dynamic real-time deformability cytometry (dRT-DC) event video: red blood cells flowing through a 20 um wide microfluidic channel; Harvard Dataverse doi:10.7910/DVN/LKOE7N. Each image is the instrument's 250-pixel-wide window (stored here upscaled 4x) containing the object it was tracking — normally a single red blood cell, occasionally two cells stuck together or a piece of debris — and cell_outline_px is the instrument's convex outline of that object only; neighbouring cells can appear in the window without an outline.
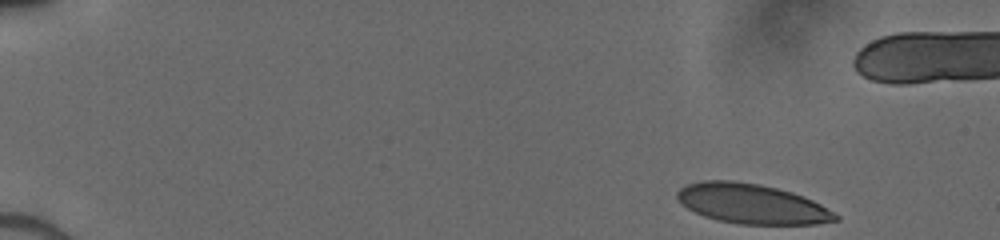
{"species": "human", "species_latin": "Homo sapiens", "temperature_condition": "cold", "stored_images_in_passage": 47, "camera_frame_rate_fps": 3000, "um_per_image_px": 0.085, "donor": {"sex": "male"}, "frame": {"image": 1, "passage_image": 1, "time_ms": 0.0, "image_size_px": [1000, 240], "cell_outline_px": [[840, 220], [816, 224], [740, 224], [720, 220], [704, 216], [680, 204], [676, 196], [676, 192], [680, 188], [688, 184], [700, 180], [732, 180], [760, 184], [792, 192], [804, 196], [820, 204], [840, 216]], "centroid_in_image_um": [63.9, 17.31], "position_along_channel_um": 21.1, "area_um2": 36.76}}
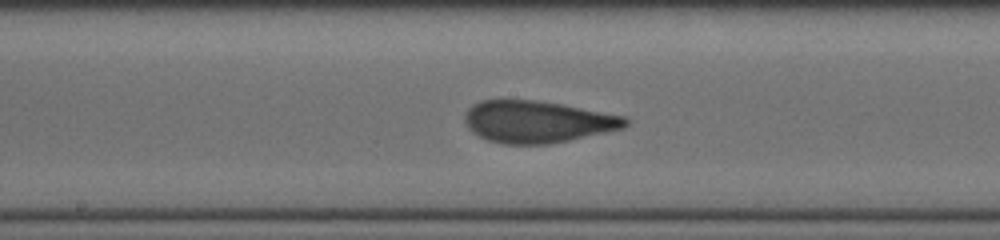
{"frame": {"image": 2, "passage_image": 24, "time_ms": 7.667, "image_size_px": [1000, 240], "cell_outline_px": [[628, 124], [624, 128], [568, 140], [548, 144], [500, 144], [488, 140], [472, 132], [464, 124], [464, 112], [472, 104], [480, 100], [536, 100], [560, 104], [628, 116]], "centroid_in_image_um": [45.65, 10.34], "position_along_channel_um": 202.6, "area_um2": 39.42}}
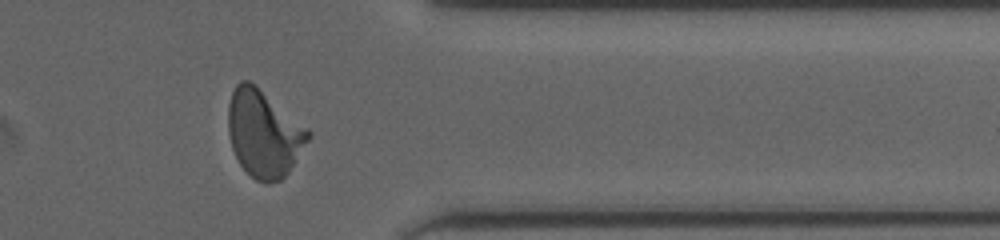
{"frame": {"image": 3, "passage_image": 38, "time_ms": 12.333, "image_size_px": [1000, 240], "cell_outline_px": [[312, 136], [288, 172], [280, 180], [268, 184], [264, 184], [256, 180], [240, 164], [232, 148], [228, 132], [228, 104], [232, 92], [236, 84], [240, 80], [248, 80], [256, 84], [308, 128], [312, 132]], "centroid_in_image_um": [22.43, 11.33], "position_along_channel_um": 389.0, "area_um2": 40.75}}